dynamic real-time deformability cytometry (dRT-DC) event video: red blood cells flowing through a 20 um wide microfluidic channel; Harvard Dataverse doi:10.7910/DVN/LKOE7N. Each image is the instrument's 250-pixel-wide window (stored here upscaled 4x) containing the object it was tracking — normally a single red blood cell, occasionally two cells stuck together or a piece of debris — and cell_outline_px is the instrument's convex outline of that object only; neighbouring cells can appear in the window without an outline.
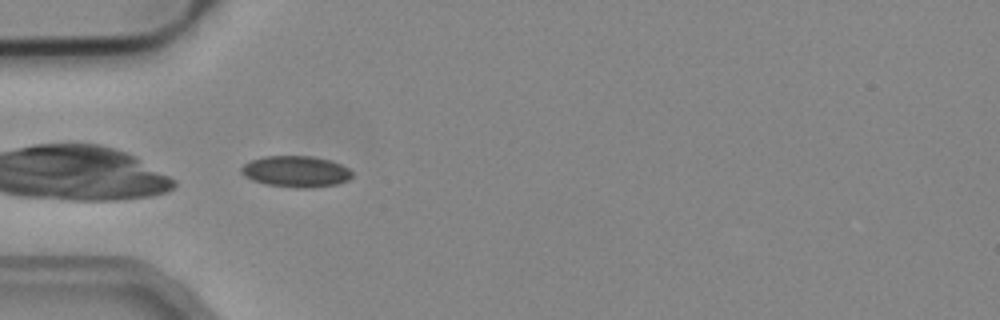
{"species": "common noctule bat (a hibernating species)", "species_latin": "Nyctalus noctula", "temperature_condition": "cold", "stored_images_in_passage": 32, "camera_frame_rate_fps": 3000, "um_per_image_px": 0.085, "animal": {"sex": "male", "body_mass_g": 19.2, "forearm_length_mm": 51.8}, "frame": {"image": 1, "passage_image": 1, "time_ms": 0.0, "image_size_px": [1000, 320], "cell_outline_px": [[352, 176], [348, 180], [336, 184], [312, 188], [296, 188], [268, 184], [252, 180], [244, 176], [240, 172], [240, 168], [244, 164], [252, 160], [264, 156], [312, 156], [332, 160], [348, 168], [352, 172]], "centroid_in_image_um": [25.16, 14.57], "position_along_channel_um": 59.8, "area_um2": 20.23}}
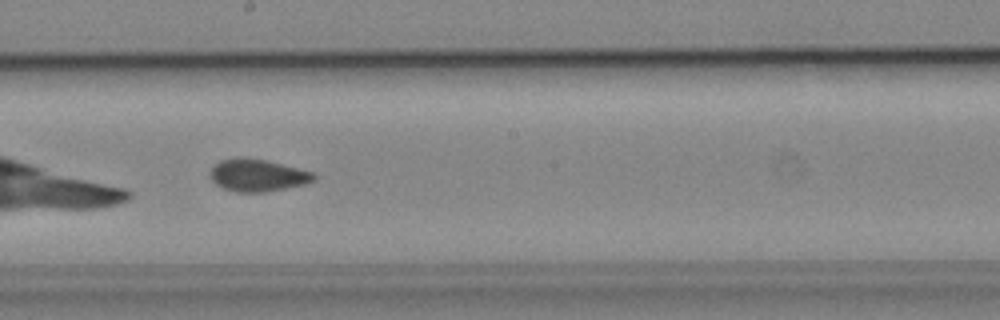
{"frame": {"image": 2, "passage_image": 14, "time_ms": 4.333, "image_size_px": [1000, 320], "cell_outline_px": [[316, 180], [304, 184], [264, 192], [236, 192], [224, 188], [216, 184], [208, 176], [208, 172], [220, 160], [236, 156], [244, 156], [264, 160], [312, 172], [316, 176]], "centroid_in_image_um": [21.83, 14.89], "position_along_channel_um": 226.4, "area_um2": 19.48}, "authors_computed_cell_mechanics": {"area_um2": 19.3919, "velocity_mm_per_s": 3.9156, "shape_relaxation_time_tau1_ms": null, "shape_relaxation_time_tau2_ms": 1.7513, "deformation_change_tau1": null, "deformation_change_tau2": 0.0571}}